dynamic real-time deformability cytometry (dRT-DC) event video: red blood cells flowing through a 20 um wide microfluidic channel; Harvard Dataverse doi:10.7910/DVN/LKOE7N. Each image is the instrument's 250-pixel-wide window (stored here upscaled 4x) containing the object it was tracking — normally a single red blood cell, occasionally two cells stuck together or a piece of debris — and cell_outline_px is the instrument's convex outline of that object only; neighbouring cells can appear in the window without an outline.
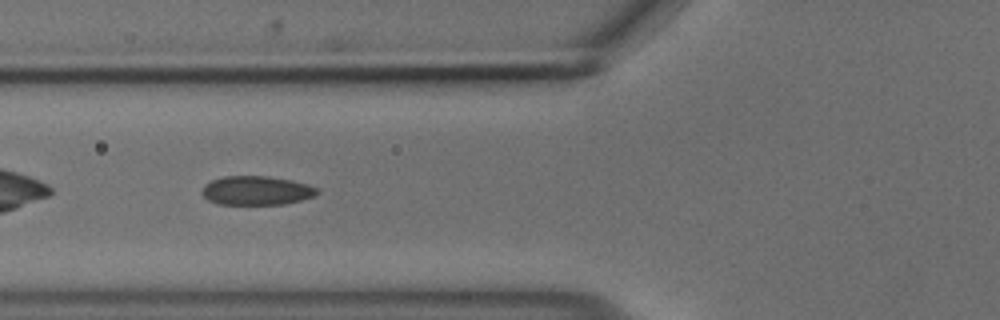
{"species": "common noctule bat (a hibernating species)", "species_latin": "Nyctalus noctula", "temperature_condition": "cold", "stored_images_in_passage": 38, "camera_frame_rate_fps": 3000, "um_per_image_px": 0.085, "animal": {"sex": "male", "body_mass_g": 18.8}, "frame": {"image": 1, "passage_image": 5, "time_ms": 1.333, "image_size_px": [1000, 320], "cell_outline_px": [[320, 192], [316, 196], [284, 204], [216, 204], [208, 200], [200, 192], [204, 184], [212, 180], [224, 176], [264, 176], [292, 180], [308, 184], [316, 188]], "centroid_in_image_um": [21.79, 16.19], "position_along_channel_um": 104.0, "area_um2": 19.54}}
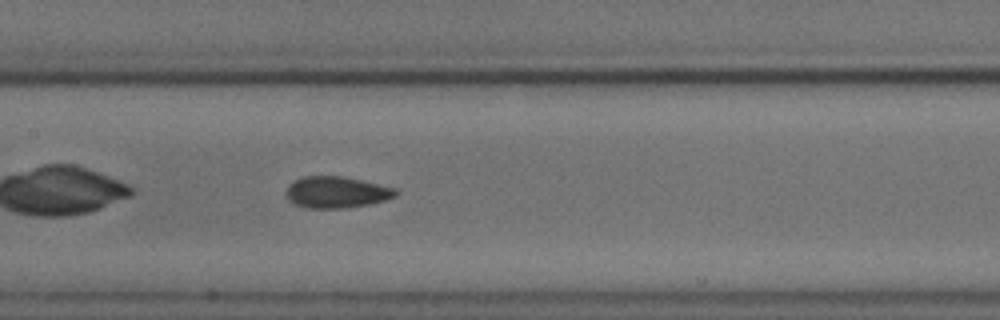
{"frame": {"image": 2, "passage_image": 11, "time_ms": 3.333, "image_size_px": [1000, 320], "cell_outline_px": [[400, 192], [396, 196], [372, 204], [344, 208], [308, 208], [292, 204], [288, 200], [284, 192], [288, 184], [304, 176], [344, 176], [396, 188]], "centroid_in_image_um": [28.58, 16.34], "position_along_channel_um": 178.8, "area_um2": 20.4}}
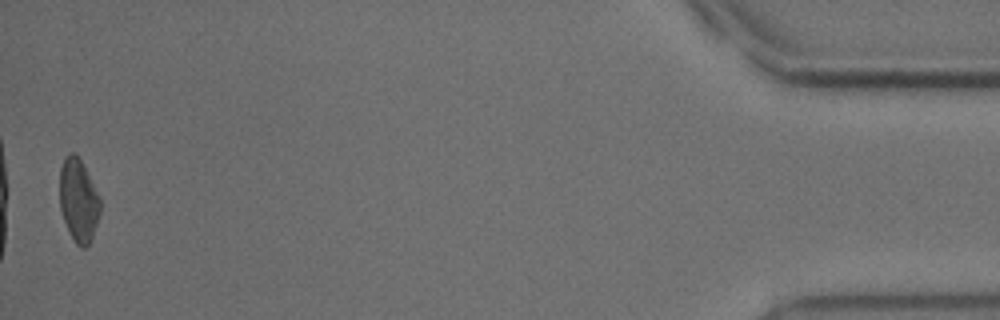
{"frame": {"image": 3, "passage_image": 38, "time_ms": 12.333, "image_size_px": [1000, 320], "cell_outline_px": [[100, 212], [92, 236], [88, 244], [84, 248], [80, 248], [76, 244], [64, 220], [60, 208], [60, 168], [64, 156], [68, 152], [72, 152], [80, 160], [100, 200]], "centroid_in_image_um": [6.64, 17.03], "position_along_channel_um": 428.6, "area_um2": 19.02}, "authors_computed_cell_mechanics": {"area_um2": 19.7676, "velocity_mm_per_s": 3.7066, "shape_relaxation_time_tau1_ms": 6.0918, "shape_relaxation_time_tau2_ms": 2.3996, "deformation_change_tau1": 0.1095, "deformation_change_tau2": 0.0859}}